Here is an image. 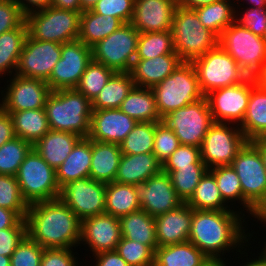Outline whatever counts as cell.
I'll return each instance as SVG.
<instances>
[{
    "instance_id": "cell-8",
    "label": "cell",
    "mask_w": 266,
    "mask_h": 266,
    "mask_svg": "<svg viewBox=\"0 0 266 266\" xmlns=\"http://www.w3.org/2000/svg\"><path fill=\"white\" fill-rule=\"evenodd\" d=\"M80 12L53 6L25 17L28 35L36 40L64 44L78 39Z\"/></svg>"
},
{
    "instance_id": "cell-5",
    "label": "cell",
    "mask_w": 266,
    "mask_h": 266,
    "mask_svg": "<svg viewBox=\"0 0 266 266\" xmlns=\"http://www.w3.org/2000/svg\"><path fill=\"white\" fill-rule=\"evenodd\" d=\"M156 108L163 119L176 109L193 104L204 97L191 62L182 61L171 75L153 86Z\"/></svg>"
},
{
    "instance_id": "cell-57",
    "label": "cell",
    "mask_w": 266,
    "mask_h": 266,
    "mask_svg": "<svg viewBox=\"0 0 266 266\" xmlns=\"http://www.w3.org/2000/svg\"><path fill=\"white\" fill-rule=\"evenodd\" d=\"M15 137L16 135L10 114L0 108V147Z\"/></svg>"
},
{
    "instance_id": "cell-47",
    "label": "cell",
    "mask_w": 266,
    "mask_h": 266,
    "mask_svg": "<svg viewBox=\"0 0 266 266\" xmlns=\"http://www.w3.org/2000/svg\"><path fill=\"white\" fill-rule=\"evenodd\" d=\"M116 251L130 266L154 265L155 252L149 246L137 241L122 237Z\"/></svg>"
},
{
    "instance_id": "cell-43",
    "label": "cell",
    "mask_w": 266,
    "mask_h": 266,
    "mask_svg": "<svg viewBox=\"0 0 266 266\" xmlns=\"http://www.w3.org/2000/svg\"><path fill=\"white\" fill-rule=\"evenodd\" d=\"M114 73L112 69L92 59L75 89L92 103Z\"/></svg>"
},
{
    "instance_id": "cell-9",
    "label": "cell",
    "mask_w": 266,
    "mask_h": 266,
    "mask_svg": "<svg viewBox=\"0 0 266 266\" xmlns=\"http://www.w3.org/2000/svg\"><path fill=\"white\" fill-rule=\"evenodd\" d=\"M16 179L22 196L29 205L59 199L60 187L56 181L55 169L33 148L20 165Z\"/></svg>"
},
{
    "instance_id": "cell-51",
    "label": "cell",
    "mask_w": 266,
    "mask_h": 266,
    "mask_svg": "<svg viewBox=\"0 0 266 266\" xmlns=\"http://www.w3.org/2000/svg\"><path fill=\"white\" fill-rule=\"evenodd\" d=\"M135 0H99L92 11L120 19L124 24L130 23L134 13Z\"/></svg>"
},
{
    "instance_id": "cell-11",
    "label": "cell",
    "mask_w": 266,
    "mask_h": 266,
    "mask_svg": "<svg viewBox=\"0 0 266 266\" xmlns=\"http://www.w3.org/2000/svg\"><path fill=\"white\" fill-rule=\"evenodd\" d=\"M139 31L130 23L92 47V59L114 72H130L136 57Z\"/></svg>"
},
{
    "instance_id": "cell-56",
    "label": "cell",
    "mask_w": 266,
    "mask_h": 266,
    "mask_svg": "<svg viewBox=\"0 0 266 266\" xmlns=\"http://www.w3.org/2000/svg\"><path fill=\"white\" fill-rule=\"evenodd\" d=\"M92 257L93 266H130L116 250L94 254ZM89 265L92 266V263Z\"/></svg>"
},
{
    "instance_id": "cell-23",
    "label": "cell",
    "mask_w": 266,
    "mask_h": 266,
    "mask_svg": "<svg viewBox=\"0 0 266 266\" xmlns=\"http://www.w3.org/2000/svg\"><path fill=\"white\" fill-rule=\"evenodd\" d=\"M193 209L182 203L176 209L154 217L158 247L189 241Z\"/></svg>"
},
{
    "instance_id": "cell-12",
    "label": "cell",
    "mask_w": 266,
    "mask_h": 266,
    "mask_svg": "<svg viewBox=\"0 0 266 266\" xmlns=\"http://www.w3.org/2000/svg\"><path fill=\"white\" fill-rule=\"evenodd\" d=\"M247 142L239 125L214 122L200 148L201 160L208 169L231 165Z\"/></svg>"
},
{
    "instance_id": "cell-41",
    "label": "cell",
    "mask_w": 266,
    "mask_h": 266,
    "mask_svg": "<svg viewBox=\"0 0 266 266\" xmlns=\"http://www.w3.org/2000/svg\"><path fill=\"white\" fill-rule=\"evenodd\" d=\"M165 54H177L171 31L140 33L135 59H150Z\"/></svg>"
},
{
    "instance_id": "cell-17",
    "label": "cell",
    "mask_w": 266,
    "mask_h": 266,
    "mask_svg": "<svg viewBox=\"0 0 266 266\" xmlns=\"http://www.w3.org/2000/svg\"><path fill=\"white\" fill-rule=\"evenodd\" d=\"M91 60L92 48L79 39L61 44V58L46 81L50 89H75Z\"/></svg>"
},
{
    "instance_id": "cell-31",
    "label": "cell",
    "mask_w": 266,
    "mask_h": 266,
    "mask_svg": "<svg viewBox=\"0 0 266 266\" xmlns=\"http://www.w3.org/2000/svg\"><path fill=\"white\" fill-rule=\"evenodd\" d=\"M210 260L190 241L155 249V266H203Z\"/></svg>"
},
{
    "instance_id": "cell-55",
    "label": "cell",
    "mask_w": 266,
    "mask_h": 266,
    "mask_svg": "<svg viewBox=\"0 0 266 266\" xmlns=\"http://www.w3.org/2000/svg\"><path fill=\"white\" fill-rule=\"evenodd\" d=\"M25 21L15 0H0V34L18 28Z\"/></svg>"
},
{
    "instance_id": "cell-14",
    "label": "cell",
    "mask_w": 266,
    "mask_h": 266,
    "mask_svg": "<svg viewBox=\"0 0 266 266\" xmlns=\"http://www.w3.org/2000/svg\"><path fill=\"white\" fill-rule=\"evenodd\" d=\"M0 87V108L5 112L44 108L51 94L48 83L41 79L12 75ZM3 89V90H2Z\"/></svg>"
},
{
    "instance_id": "cell-44",
    "label": "cell",
    "mask_w": 266,
    "mask_h": 266,
    "mask_svg": "<svg viewBox=\"0 0 266 266\" xmlns=\"http://www.w3.org/2000/svg\"><path fill=\"white\" fill-rule=\"evenodd\" d=\"M159 122H138L120 144L122 154L151 153L154 146L155 127Z\"/></svg>"
},
{
    "instance_id": "cell-61",
    "label": "cell",
    "mask_w": 266,
    "mask_h": 266,
    "mask_svg": "<svg viewBox=\"0 0 266 266\" xmlns=\"http://www.w3.org/2000/svg\"><path fill=\"white\" fill-rule=\"evenodd\" d=\"M51 6L81 13L80 0H51Z\"/></svg>"
},
{
    "instance_id": "cell-33",
    "label": "cell",
    "mask_w": 266,
    "mask_h": 266,
    "mask_svg": "<svg viewBox=\"0 0 266 266\" xmlns=\"http://www.w3.org/2000/svg\"><path fill=\"white\" fill-rule=\"evenodd\" d=\"M137 122H161L151 88L134 86L119 108Z\"/></svg>"
},
{
    "instance_id": "cell-21",
    "label": "cell",
    "mask_w": 266,
    "mask_h": 266,
    "mask_svg": "<svg viewBox=\"0 0 266 266\" xmlns=\"http://www.w3.org/2000/svg\"><path fill=\"white\" fill-rule=\"evenodd\" d=\"M138 122L119 108L92 109L88 138L120 145Z\"/></svg>"
},
{
    "instance_id": "cell-35",
    "label": "cell",
    "mask_w": 266,
    "mask_h": 266,
    "mask_svg": "<svg viewBox=\"0 0 266 266\" xmlns=\"http://www.w3.org/2000/svg\"><path fill=\"white\" fill-rule=\"evenodd\" d=\"M7 113L11 116L16 137L32 145L50 130L44 108Z\"/></svg>"
},
{
    "instance_id": "cell-66",
    "label": "cell",
    "mask_w": 266,
    "mask_h": 266,
    "mask_svg": "<svg viewBox=\"0 0 266 266\" xmlns=\"http://www.w3.org/2000/svg\"><path fill=\"white\" fill-rule=\"evenodd\" d=\"M98 1L99 0H80L81 13L83 11L92 10Z\"/></svg>"
},
{
    "instance_id": "cell-6",
    "label": "cell",
    "mask_w": 266,
    "mask_h": 266,
    "mask_svg": "<svg viewBox=\"0 0 266 266\" xmlns=\"http://www.w3.org/2000/svg\"><path fill=\"white\" fill-rule=\"evenodd\" d=\"M174 49L182 61L193 59L213 50L218 37L206 29L194 9L177 5L172 22Z\"/></svg>"
},
{
    "instance_id": "cell-64",
    "label": "cell",
    "mask_w": 266,
    "mask_h": 266,
    "mask_svg": "<svg viewBox=\"0 0 266 266\" xmlns=\"http://www.w3.org/2000/svg\"><path fill=\"white\" fill-rule=\"evenodd\" d=\"M261 151L264 166L266 168V137L252 141Z\"/></svg>"
},
{
    "instance_id": "cell-45",
    "label": "cell",
    "mask_w": 266,
    "mask_h": 266,
    "mask_svg": "<svg viewBox=\"0 0 266 266\" xmlns=\"http://www.w3.org/2000/svg\"><path fill=\"white\" fill-rule=\"evenodd\" d=\"M33 145L15 137L0 147V174L16 176Z\"/></svg>"
},
{
    "instance_id": "cell-32",
    "label": "cell",
    "mask_w": 266,
    "mask_h": 266,
    "mask_svg": "<svg viewBox=\"0 0 266 266\" xmlns=\"http://www.w3.org/2000/svg\"><path fill=\"white\" fill-rule=\"evenodd\" d=\"M122 237L149 246L158 247L156 224L153 216L140 209L119 218Z\"/></svg>"
},
{
    "instance_id": "cell-19",
    "label": "cell",
    "mask_w": 266,
    "mask_h": 266,
    "mask_svg": "<svg viewBox=\"0 0 266 266\" xmlns=\"http://www.w3.org/2000/svg\"><path fill=\"white\" fill-rule=\"evenodd\" d=\"M134 186L141 209L150 216L164 214L183 203L173 188L170 176L163 171Z\"/></svg>"
},
{
    "instance_id": "cell-13",
    "label": "cell",
    "mask_w": 266,
    "mask_h": 266,
    "mask_svg": "<svg viewBox=\"0 0 266 266\" xmlns=\"http://www.w3.org/2000/svg\"><path fill=\"white\" fill-rule=\"evenodd\" d=\"M162 122L174 131L181 145L199 148L214 123L206 96L193 104L172 111L162 119Z\"/></svg>"
},
{
    "instance_id": "cell-50",
    "label": "cell",
    "mask_w": 266,
    "mask_h": 266,
    "mask_svg": "<svg viewBox=\"0 0 266 266\" xmlns=\"http://www.w3.org/2000/svg\"><path fill=\"white\" fill-rule=\"evenodd\" d=\"M235 21L255 35L264 38L266 34V9L246 6L236 7Z\"/></svg>"
},
{
    "instance_id": "cell-68",
    "label": "cell",
    "mask_w": 266,
    "mask_h": 266,
    "mask_svg": "<svg viewBox=\"0 0 266 266\" xmlns=\"http://www.w3.org/2000/svg\"><path fill=\"white\" fill-rule=\"evenodd\" d=\"M10 257L0 255V266H10Z\"/></svg>"
},
{
    "instance_id": "cell-58",
    "label": "cell",
    "mask_w": 266,
    "mask_h": 266,
    "mask_svg": "<svg viewBox=\"0 0 266 266\" xmlns=\"http://www.w3.org/2000/svg\"><path fill=\"white\" fill-rule=\"evenodd\" d=\"M23 15H27L46 9L51 6V0H15Z\"/></svg>"
},
{
    "instance_id": "cell-22",
    "label": "cell",
    "mask_w": 266,
    "mask_h": 266,
    "mask_svg": "<svg viewBox=\"0 0 266 266\" xmlns=\"http://www.w3.org/2000/svg\"><path fill=\"white\" fill-rule=\"evenodd\" d=\"M178 0H135L130 24L139 33L171 31Z\"/></svg>"
},
{
    "instance_id": "cell-42",
    "label": "cell",
    "mask_w": 266,
    "mask_h": 266,
    "mask_svg": "<svg viewBox=\"0 0 266 266\" xmlns=\"http://www.w3.org/2000/svg\"><path fill=\"white\" fill-rule=\"evenodd\" d=\"M209 171L216 179L218 189L224 202L230 206L231 209L240 212L239 207L242 206V188L235 169L231 165H226L211 168ZM236 201L240 204L239 206L236 204Z\"/></svg>"
},
{
    "instance_id": "cell-1",
    "label": "cell",
    "mask_w": 266,
    "mask_h": 266,
    "mask_svg": "<svg viewBox=\"0 0 266 266\" xmlns=\"http://www.w3.org/2000/svg\"><path fill=\"white\" fill-rule=\"evenodd\" d=\"M246 224V217L238 211L193 209L189 241L210 260H230L226 253H240L252 245L255 232L251 233Z\"/></svg>"
},
{
    "instance_id": "cell-20",
    "label": "cell",
    "mask_w": 266,
    "mask_h": 266,
    "mask_svg": "<svg viewBox=\"0 0 266 266\" xmlns=\"http://www.w3.org/2000/svg\"><path fill=\"white\" fill-rule=\"evenodd\" d=\"M121 238L120 220L110 214L103 213L81 221L79 246H87L84 250L90 251L89 254L116 250Z\"/></svg>"
},
{
    "instance_id": "cell-25",
    "label": "cell",
    "mask_w": 266,
    "mask_h": 266,
    "mask_svg": "<svg viewBox=\"0 0 266 266\" xmlns=\"http://www.w3.org/2000/svg\"><path fill=\"white\" fill-rule=\"evenodd\" d=\"M162 171V164L153 152L122 154L115 182L136 185Z\"/></svg>"
},
{
    "instance_id": "cell-26",
    "label": "cell",
    "mask_w": 266,
    "mask_h": 266,
    "mask_svg": "<svg viewBox=\"0 0 266 266\" xmlns=\"http://www.w3.org/2000/svg\"><path fill=\"white\" fill-rule=\"evenodd\" d=\"M92 140L82 138L64 162L55 169L56 181L61 188L70 181L88 178L91 168Z\"/></svg>"
},
{
    "instance_id": "cell-2",
    "label": "cell",
    "mask_w": 266,
    "mask_h": 266,
    "mask_svg": "<svg viewBox=\"0 0 266 266\" xmlns=\"http://www.w3.org/2000/svg\"><path fill=\"white\" fill-rule=\"evenodd\" d=\"M27 235L44 249L79 246L81 220L60 199L29 205Z\"/></svg>"
},
{
    "instance_id": "cell-53",
    "label": "cell",
    "mask_w": 266,
    "mask_h": 266,
    "mask_svg": "<svg viewBox=\"0 0 266 266\" xmlns=\"http://www.w3.org/2000/svg\"><path fill=\"white\" fill-rule=\"evenodd\" d=\"M27 235V223L21 219L14 227L0 230V255L11 257L17 245Z\"/></svg>"
},
{
    "instance_id": "cell-7",
    "label": "cell",
    "mask_w": 266,
    "mask_h": 266,
    "mask_svg": "<svg viewBox=\"0 0 266 266\" xmlns=\"http://www.w3.org/2000/svg\"><path fill=\"white\" fill-rule=\"evenodd\" d=\"M218 44L237 62L248 78H256L266 62V40L236 21L218 38Z\"/></svg>"
},
{
    "instance_id": "cell-48",
    "label": "cell",
    "mask_w": 266,
    "mask_h": 266,
    "mask_svg": "<svg viewBox=\"0 0 266 266\" xmlns=\"http://www.w3.org/2000/svg\"><path fill=\"white\" fill-rule=\"evenodd\" d=\"M180 146L179 139L164 122H159L155 127L153 153L158 161L163 163Z\"/></svg>"
},
{
    "instance_id": "cell-40",
    "label": "cell",
    "mask_w": 266,
    "mask_h": 266,
    "mask_svg": "<svg viewBox=\"0 0 266 266\" xmlns=\"http://www.w3.org/2000/svg\"><path fill=\"white\" fill-rule=\"evenodd\" d=\"M208 170L204 163H191V166L178 167L177 170L163 172L170 176L177 195L183 203H186Z\"/></svg>"
},
{
    "instance_id": "cell-10",
    "label": "cell",
    "mask_w": 266,
    "mask_h": 266,
    "mask_svg": "<svg viewBox=\"0 0 266 266\" xmlns=\"http://www.w3.org/2000/svg\"><path fill=\"white\" fill-rule=\"evenodd\" d=\"M204 96L215 89L242 83L248 77L237 62L218 44L191 61Z\"/></svg>"
},
{
    "instance_id": "cell-46",
    "label": "cell",
    "mask_w": 266,
    "mask_h": 266,
    "mask_svg": "<svg viewBox=\"0 0 266 266\" xmlns=\"http://www.w3.org/2000/svg\"><path fill=\"white\" fill-rule=\"evenodd\" d=\"M0 207L15 211L26 219L29 204L22 196L16 176L0 174Z\"/></svg>"
},
{
    "instance_id": "cell-18",
    "label": "cell",
    "mask_w": 266,
    "mask_h": 266,
    "mask_svg": "<svg viewBox=\"0 0 266 266\" xmlns=\"http://www.w3.org/2000/svg\"><path fill=\"white\" fill-rule=\"evenodd\" d=\"M60 58L61 44L27 35L15 75L47 81Z\"/></svg>"
},
{
    "instance_id": "cell-60",
    "label": "cell",
    "mask_w": 266,
    "mask_h": 266,
    "mask_svg": "<svg viewBox=\"0 0 266 266\" xmlns=\"http://www.w3.org/2000/svg\"><path fill=\"white\" fill-rule=\"evenodd\" d=\"M21 219L15 211L0 207V230L14 227Z\"/></svg>"
},
{
    "instance_id": "cell-54",
    "label": "cell",
    "mask_w": 266,
    "mask_h": 266,
    "mask_svg": "<svg viewBox=\"0 0 266 266\" xmlns=\"http://www.w3.org/2000/svg\"><path fill=\"white\" fill-rule=\"evenodd\" d=\"M75 250L73 248L44 249L40 266H81L80 264L83 263L78 261L80 258L77 252H73Z\"/></svg>"
},
{
    "instance_id": "cell-29",
    "label": "cell",
    "mask_w": 266,
    "mask_h": 266,
    "mask_svg": "<svg viewBox=\"0 0 266 266\" xmlns=\"http://www.w3.org/2000/svg\"><path fill=\"white\" fill-rule=\"evenodd\" d=\"M239 127L248 141L266 137V90L257 83L251 88L247 111Z\"/></svg>"
},
{
    "instance_id": "cell-49",
    "label": "cell",
    "mask_w": 266,
    "mask_h": 266,
    "mask_svg": "<svg viewBox=\"0 0 266 266\" xmlns=\"http://www.w3.org/2000/svg\"><path fill=\"white\" fill-rule=\"evenodd\" d=\"M44 248L26 235L10 257V266H40Z\"/></svg>"
},
{
    "instance_id": "cell-39",
    "label": "cell",
    "mask_w": 266,
    "mask_h": 266,
    "mask_svg": "<svg viewBox=\"0 0 266 266\" xmlns=\"http://www.w3.org/2000/svg\"><path fill=\"white\" fill-rule=\"evenodd\" d=\"M186 203L194 210L236 211L224 202L216 179L209 170Z\"/></svg>"
},
{
    "instance_id": "cell-4",
    "label": "cell",
    "mask_w": 266,
    "mask_h": 266,
    "mask_svg": "<svg viewBox=\"0 0 266 266\" xmlns=\"http://www.w3.org/2000/svg\"><path fill=\"white\" fill-rule=\"evenodd\" d=\"M50 130L70 132L88 138L92 103L76 89L52 91L45 103Z\"/></svg>"
},
{
    "instance_id": "cell-38",
    "label": "cell",
    "mask_w": 266,
    "mask_h": 266,
    "mask_svg": "<svg viewBox=\"0 0 266 266\" xmlns=\"http://www.w3.org/2000/svg\"><path fill=\"white\" fill-rule=\"evenodd\" d=\"M134 86L129 72H115L92 102V109L120 108Z\"/></svg>"
},
{
    "instance_id": "cell-69",
    "label": "cell",
    "mask_w": 266,
    "mask_h": 266,
    "mask_svg": "<svg viewBox=\"0 0 266 266\" xmlns=\"http://www.w3.org/2000/svg\"><path fill=\"white\" fill-rule=\"evenodd\" d=\"M258 221H260L261 223H259V224H263V228H264V231H266L265 229H266V220H257L256 221V223L258 222ZM263 222V223H262ZM266 233L264 234V236L262 237L263 239H264V241L266 240ZM265 237V238H264ZM264 241H262L263 242V246H262V250L266 253V241L264 242Z\"/></svg>"
},
{
    "instance_id": "cell-24",
    "label": "cell",
    "mask_w": 266,
    "mask_h": 266,
    "mask_svg": "<svg viewBox=\"0 0 266 266\" xmlns=\"http://www.w3.org/2000/svg\"><path fill=\"white\" fill-rule=\"evenodd\" d=\"M181 62L178 54H165L150 59H135L129 73L135 86L152 88L171 75Z\"/></svg>"
},
{
    "instance_id": "cell-62",
    "label": "cell",
    "mask_w": 266,
    "mask_h": 266,
    "mask_svg": "<svg viewBox=\"0 0 266 266\" xmlns=\"http://www.w3.org/2000/svg\"><path fill=\"white\" fill-rule=\"evenodd\" d=\"M221 0H178L179 5L185 8L195 9Z\"/></svg>"
},
{
    "instance_id": "cell-59",
    "label": "cell",
    "mask_w": 266,
    "mask_h": 266,
    "mask_svg": "<svg viewBox=\"0 0 266 266\" xmlns=\"http://www.w3.org/2000/svg\"><path fill=\"white\" fill-rule=\"evenodd\" d=\"M260 247H258V249L261 251L260 253H258L257 254V256L255 257V258H251L248 254L249 253H247V252H245V251H247L248 250V252H249V250L250 249H247V248H245L244 249V251H241L240 253H238L237 254V252H236V256L238 255L239 256V254H241L239 257H235V259L236 258H238V260L236 261V262H238L237 264H239L238 266H266V253L261 249V246H262V244L261 245H259ZM244 254V255H243ZM246 254V255H245ZM259 255V256H258ZM247 257L246 259L247 260H242V261H240L239 260V258L241 257V259L243 258V257ZM248 256H249V258H248ZM249 259V260H248ZM232 260H230L229 261V266H233V264H232V262H231ZM240 262V263H239ZM242 262V263H241ZM244 262V263H243ZM237 264H234L235 266H237Z\"/></svg>"
},
{
    "instance_id": "cell-36",
    "label": "cell",
    "mask_w": 266,
    "mask_h": 266,
    "mask_svg": "<svg viewBox=\"0 0 266 266\" xmlns=\"http://www.w3.org/2000/svg\"><path fill=\"white\" fill-rule=\"evenodd\" d=\"M140 209L134 185L115 181L106 183L105 213L120 218Z\"/></svg>"
},
{
    "instance_id": "cell-63",
    "label": "cell",
    "mask_w": 266,
    "mask_h": 266,
    "mask_svg": "<svg viewBox=\"0 0 266 266\" xmlns=\"http://www.w3.org/2000/svg\"><path fill=\"white\" fill-rule=\"evenodd\" d=\"M237 3L236 6L237 7H242L244 6V4L246 3L248 6L247 7H257V8H261V9H266V0H236ZM239 1L243 2L240 3ZM246 1V2H244ZM251 5V6H250Z\"/></svg>"
},
{
    "instance_id": "cell-52",
    "label": "cell",
    "mask_w": 266,
    "mask_h": 266,
    "mask_svg": "<svg viewBox=\"0 0 266 266\" xmlns=\"http://www.w3.org/2000/svg\"><path fill=\"white\" fill-rule=\"evenodd\" d=\"M191 163H203L200 148L192 145H181L163 163L162 171H174L178 167L191 166Z\"/></svg>"
},
{
    "instance_id": "cell-70",
    "label": "cell",
    "mask_w": 266,
    "mask_h": 266,
    "mask_svg": "<svg viewBox=\"0 0 266 266\" xmlns=\"http://www.w3.org/2000/svg\"><path fill=\"white\" fill-rule=\"evenodd\" d=\"M257 220H266V206L258 213Z\"/></svg>"
},
{
    "instance_id": "cell-3",
    "label": "cell",
    "mask_w": 266,
    "mask_h": 266,
    "mask_svg": "<svg viewBox=\"0 0 266 266\" xmlns=\"http://www.w3.org/2000/svg\"><path fill=\"white\" fill-rule=\"evenodd\" d=\"M231 166L235 169L242 188L240 212L248 217L247 221L252 216L255 220H251L254 222L266 206V168L260 149L252 141H248L233 159Z\"/></svg>"
},
{
    "instance_id": "cell-16",
    "label": "cell",
    "mask_w": 266,
    "mask_h": 266,
    "mask_svg": "<svg viewBox=\"0 0 266 266\" xmlns=\"http://www.w3.org/2000/svg\"><path fill=\"white\" fill-rule=\"evenodd\" d=\"M106 183L82 178L60 188L59 199L82 221L105 213Z\"/></svg>"
},
{
    "instance_id": "cell-27",
    "label": "cell",
    "mask_w": 266,
    "mask_h": 266,
    "mask_svg": "<svg viewBox=\"0 0 266 266\" xmlns=\"http://www.w3.org/2000/svg\"><path fill=\"white\" fill-rule=\"evenodd\" d=\"M82 139L79 135L70 132L49 130L34 145L38 154L54 169L59 167Z\"/></svg>"
},
{
    "instance_id": "cell-28",
    "label": "cell",
    "mask_w": 266,
    "mask_h": 266,
    "mask_svg": "<svg viewBox=\"0 0 266 266\" xmlns=\"http://www.w3.org/2000/svg\"><path fill=\"white\" fill-rule=\"evenodd\" d=\"M122 156L120 145L92 140V158L89 177L110 183L116 178Z\"/></svg>"
},
{
    "instance_id": "cell-67",
    "label": "cell",
    "mask_w": 266,
    "mask_h": 266,
    "mask_svg": "<svg viewBox=\"0 0 266 266\" xmlns=\"http://www.w3.org/2000/svg\"><path fill=\"white\" fill-rule=\"evenodd\" d=\"M228 264V265H227ZM203 266H229L228 260H208Z\"/></svg>"
},
{
    "instance_id": "cell-30",
    "label": "cell",
    "mask_w": 266,
    "mask_h": 266,
    "mask_svg": "<svg viewBox=\"0 0 266 266\" xmlns=\"http://www.w3.org/2000/svg\"><path fill=\"white\" fill-rule=\"evenodd\" d=\"M123 24L120 19L113 16L97 14L92 10L83 11L80 15L78 39L92 48Z\"/></svg>"
},
{
    "instance_id": "cell-65",
    "label": "cell",
    "mask_w": 266,
    "mask_h": 266,
    "mask_svg": "<svg viewBox=\"0 0 266 266\" xmlns=\"http://www.w3.org/2000/svg\"><path fill=\"white\" fill-rule=\"evenodd\" d=\"M256 83L264 90H266V62L263 66L262 72L255 78Z\"/></svg>"
},
{
    "instance_id": "cell-37",
    "label": "cell",
    "mask_w": 266,
    "mask_h": 266,
    "mask_svg": "<svg viewBox=\"0 0 266 266\" xmlns=\"http://www.w3.org/2000/svg\"><path fill=\"white\" fill-rule=\"evenodd\" d=\"M235 2V0H221L197 7L194 10L203 26L219 38L222 32L235 22Z\"/></svg>"
},
{
    "instance_id": "cell-34",
    "label": "cell",
    "mask_w": 266,
    "mask_h": 266,
    "mask_svg": "<svg viewBox=\"0 0 266 266\" xmlns=\"http://www.w3.org/2000/svg\"><path fill=\"white\" fill-rule=\"evenodd\" d=\"M28 35L24 21L18 28L0 34V79L15 74L25 39ZM3 78V79H2Z\"/></svg>"
},
{
    "instance_id": "cell-15",
    "label": "cell",
    "mask_w": 266,
    "mask_h": 266,
    "mask_svg": "<svg viewBox=\"0 0 266 266\" xmlns=\"http://www.w3.org/2000/svg\"><path fill=\"white\" fill-rule=\"evenodd\" d=\"M256 79L215 89L206 95L214 122L240 125L245 117L251 88Z\"/></svg>"
}]
</instances>
